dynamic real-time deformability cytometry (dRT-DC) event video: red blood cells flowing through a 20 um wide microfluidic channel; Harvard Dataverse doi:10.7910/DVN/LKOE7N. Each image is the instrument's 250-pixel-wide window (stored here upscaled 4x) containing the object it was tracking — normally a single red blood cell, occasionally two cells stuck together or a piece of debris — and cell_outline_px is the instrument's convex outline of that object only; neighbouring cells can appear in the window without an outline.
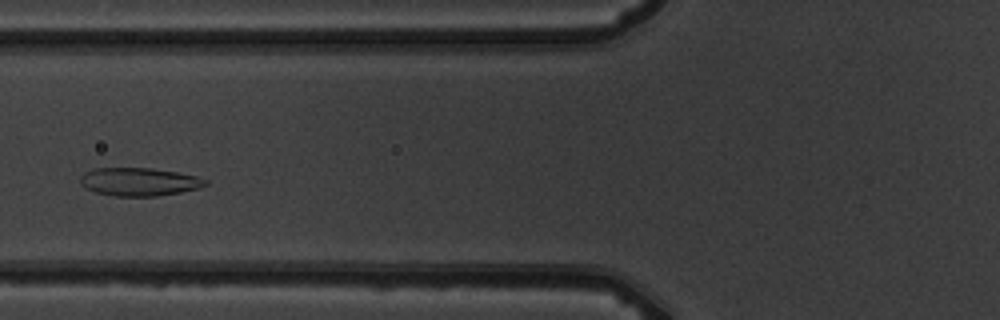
{"species": "common noctule bat (a hibernating species)", "species_latin": "Nyctalus noctula", "temperature_condition": "warm", "stored_images_in_passage": 4, "camera_frame_rate_fps": 3000, "um_per_image_px": 0.085, "animal": {"sex": "male", "body_mass_g": 19.5, "forearm_length_mm": 54.6}, "frame": {"image": 1, "passage_image": 4, "time_ms": 4.333, "image_size_px": [1000, 320], "cell_outline_px": [[208, 184], [200, 188], [180, 192], [156, 196], [112, 196], [96, 192], [80, 184], [80, 176], [84, 172], [96, 168], [152, 168], [176, 172], [196, 176], [208, 180]], "centroid_in_image_um": [11.83, 15.45], "position_along_channel_um": 114.0, "area_um2": 20.52}}